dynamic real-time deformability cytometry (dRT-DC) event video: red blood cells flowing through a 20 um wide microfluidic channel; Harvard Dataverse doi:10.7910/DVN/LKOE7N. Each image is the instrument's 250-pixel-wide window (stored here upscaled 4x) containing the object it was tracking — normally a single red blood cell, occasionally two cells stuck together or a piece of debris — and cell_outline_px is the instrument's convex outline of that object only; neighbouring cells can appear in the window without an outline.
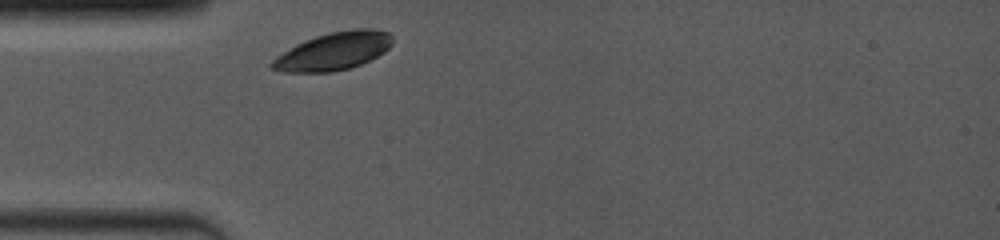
{"species": "common noctule bat (a hibernating species)", "species_latin": "Nyctalus noctula", "temperature_condition": "room temperature", "stored_images_in_passage": 31, "camera_frame_rate_fps": 4000, "um_per_image_px": 0.085, "animal": {"sex": "female", "body_mass_g": 19.0, "forearm_length_mm": 53.3}, "frame": {"image": 1, "passage_image": 1, "time_ms": 0.0, "image_size_px": [1000, 240], "cell_outline_px": [[392, 44], [384, 52], [360, 64], [348, 68], [332, 72], [280, 72], [272, 68], [268, 64], [276, 56], [296, 44], [304, 40], [316, 36], [332, 32], [352, 28], [376, 28], [388, 32], [392, 36]], "centroid_in_image_um": [28.34, 4.34], "position_along_channel_um": 56.7, "area_um2": 26.53}}
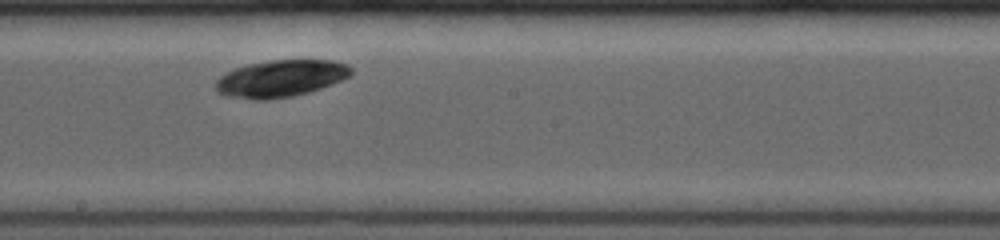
{"frame": {"image": 2, "passage_image": 13, "time_ms": 4.5, "image_size_px": [1000, 240], "cell_outline_px": [[352, 72], [348, 76], [332, 84], [308, 92], [292, 96], [272, 100], [252, 100], [228, 96], [216, 92], [216, 80], [220, 76], [236, 68], [248, 64], [268, 60], [332, 60], [348, 64], [352, 68]], "centroid_in_image_um": [23.84, 6.68], "position_along_channel_um": 224.4, "area_um2": 29.19}}
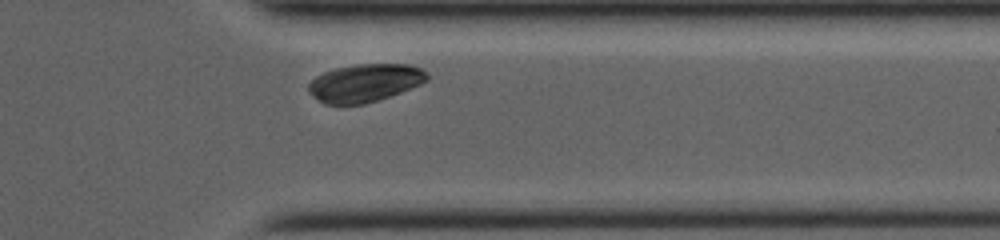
{"frame": {"image": 3, "passage_image": 27, "time_ms": 8.5, "image_size_px": [1000, 240], "cell_outline_px": [[428, 80], [420, 84], [400, 92], [364, 104], [324, 104], [312, 96], [308, 92], [308, 84], [316, 76], [324, 72], [336, 68], [356, 64], [408, 64], [420, 68], [428, 72]], "centroid_in_image_um": [31.0, 7.04], "position_along_channel_um": 380.4, "area_um2": 26.07}}